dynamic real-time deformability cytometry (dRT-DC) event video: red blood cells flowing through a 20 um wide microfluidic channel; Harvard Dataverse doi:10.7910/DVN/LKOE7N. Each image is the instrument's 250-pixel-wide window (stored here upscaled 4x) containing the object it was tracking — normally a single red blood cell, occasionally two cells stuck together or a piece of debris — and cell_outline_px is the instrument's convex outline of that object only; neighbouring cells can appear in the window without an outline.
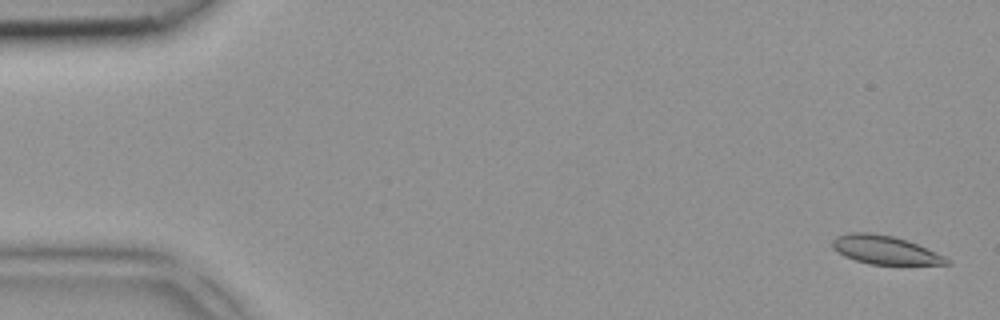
{"species": "common noctule bat (a hibernating species)", "species_latin": "Nyctalus noctula", "temperature_condition": "room temperature", "stored_images_in_passage": 4, "camera_frame_rate_fps": 3000, "um_per_image_px": 0.085, "animal": {"sex": "female", "body_mass_g": 18.4}, "frame": {"image": 1, "passage_image": 1, "time_ms": 0.0, "image_size_px": [1000, 320], "cell_outline_px": [[952, 264], [872, 264], [856, 260], [844, 256], [832, 248], [832, 240], [836, 236], [852, 232], [868, 232], [892, 236], [916, 244], [944, 256]], "centroid_in_image_um": [75.16, 21.24], "position_along_channel_um": 9.8, "area_um2": 18.55}}
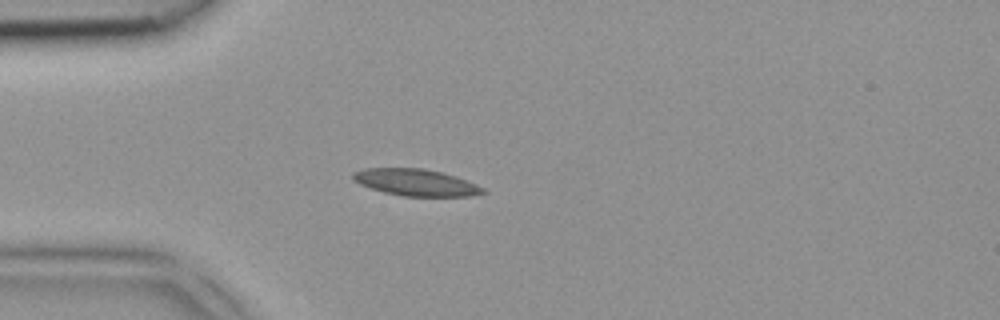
{"frame": {"image": 2, "passage_image": 4, "time_ms": 1.0, "image_size_px": [1000, 320], "cell_outline_px": [[488, 192], [472, 196], [404, 196], [384, 192], [360, 184], [352, 180], [352, 172], [364, 168], [424, 168], [456, 176], [476, 184], [484, 188]], "centroid_in_image_um": [35.35, 15.5], "position_along_channel_um": 49.6, "area_um2": 20.29}}